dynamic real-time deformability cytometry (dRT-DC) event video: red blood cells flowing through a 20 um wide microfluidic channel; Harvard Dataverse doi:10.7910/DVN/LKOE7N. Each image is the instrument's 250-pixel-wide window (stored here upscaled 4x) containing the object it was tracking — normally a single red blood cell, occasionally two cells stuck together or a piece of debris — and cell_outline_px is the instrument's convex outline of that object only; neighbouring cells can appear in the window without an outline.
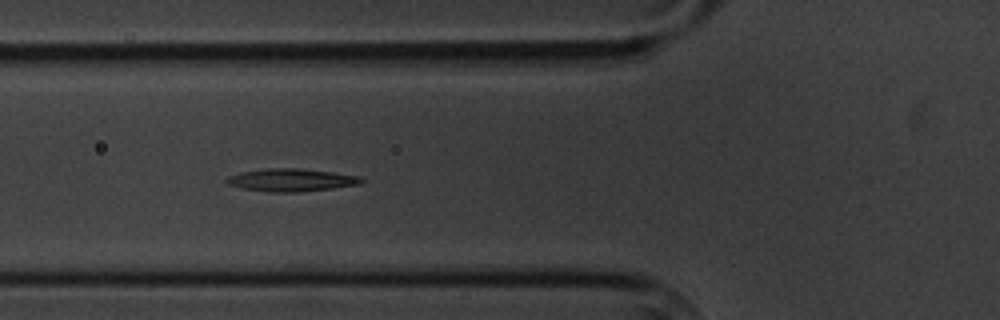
{"species": "common noctule bat (a hibernating species)", "species_latin": "Nyctalus noctula", "temperature_condition": "cold", "stored_images_in_passage": 7, "camera_frame_rate_fps": 3000, "um_per_image_px": 0.085, "animal": {"sex": "male", "body_mass_g": 20.1, "forearm_length_mm": 53.5}, "frame": {"image": 1, "passage_image": 5, "time_ms": 5.333, "image_size_px": [1000, 320], "cell_outline_px": [[364, 180], [360, 184], [332, 188], [300, 192], [268, 192], [244, 188], [228, 184], [224, 180], [228, 176], [240, 172], [268, 168], [300, 168], [336, 172], [360, 176]], "centroid_in_image_um": [24.77, 15.29], "position_along_channel_um": 101.0, "area_um2": 17.92}}
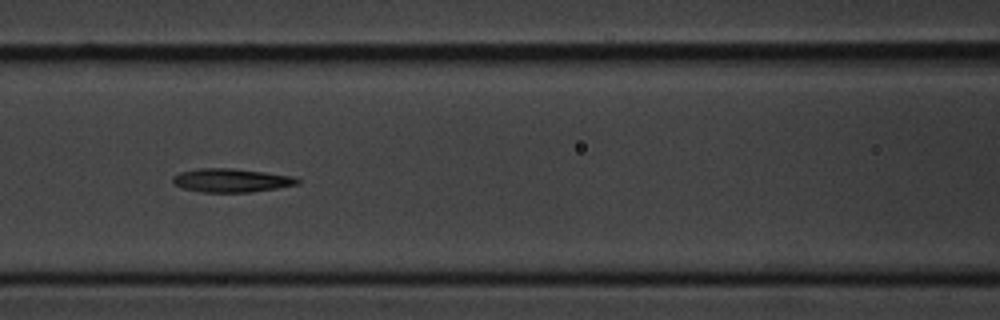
{"frame": {"image": 2, "passage_image": 6, "time_ms": 6.667, "image_size_px": [1000, 320], "cell_outline_px": [[300, 184], [276, 188], [248, 192], [200, 192], [184, 188], [172, 184], [172, 176], [180, 172], [200, 168], [232, 168], [296, 176], [300, 180]], "centroid_in_image_um": [19.66, 15.32], "position_along_channel_um": 146.9, "area_um2": 17.22}}
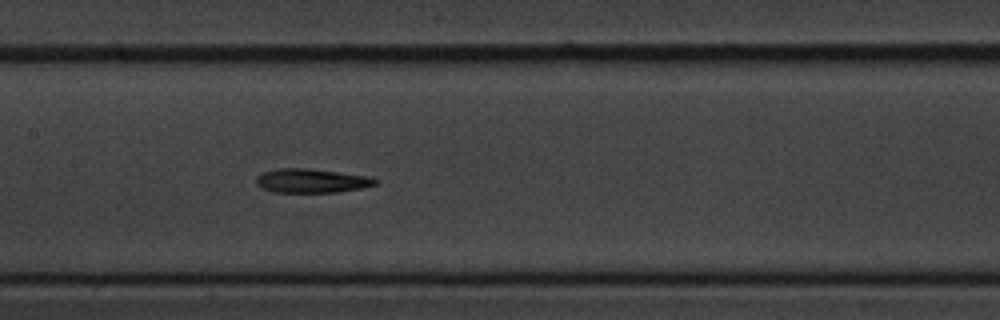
{"frame": {"image": 3, "passage_image": 7, "time_ms": 7.667, "image_size_px": [1000, 320], "cell_outline_px": [[380, 180], [376, 184], [360, 188], [336, 192], [272, 192], [260, 188], [256, 184], [256, 176], [260, 172], [276, 168], [308, 168], [368, 176]], "centroid_in_image_um": [26.41, 15.36], "position_along_channel_um": 181.0, "area_um2": 16.82}}